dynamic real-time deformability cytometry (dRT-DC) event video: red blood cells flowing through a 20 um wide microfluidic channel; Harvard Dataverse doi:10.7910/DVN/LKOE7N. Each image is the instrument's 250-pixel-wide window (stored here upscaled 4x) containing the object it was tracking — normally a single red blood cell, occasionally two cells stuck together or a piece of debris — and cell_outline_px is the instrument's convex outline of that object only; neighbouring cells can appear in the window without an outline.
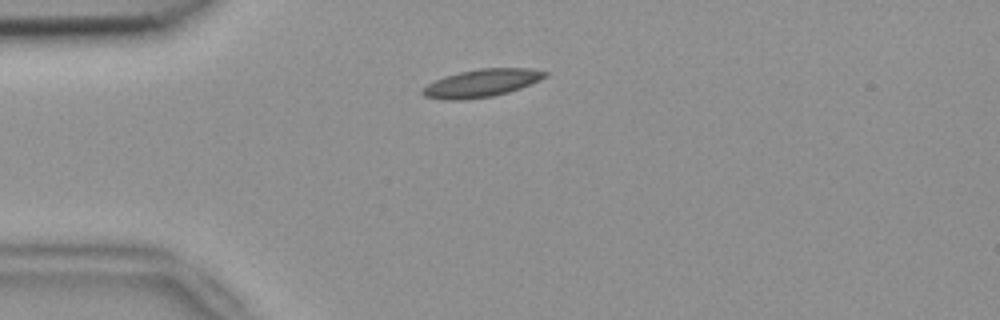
{"species": "common noctule bat (a hibernating species)", "species_latin": "Nyctalus noctula", "temperature_condition": "room temperature", "stored_images_in_passage": 41, "camera_frame_rate_fps": 3000, "um_per_image_px": 0.085, "animal": {"sex": "female", "body_mass_g": 18.4}, "frame": {"image": 1, "passage_image": 1, "time_ms": 0.0, "image_size_px": [1000, 320], "cell_outline_px": [[548, 76], [540, 80], [520, 88], [508, 92], [492, 96], [460, 100], [444, 100], [424, 96], [420, 92], [428, 84], [444, 76], [460, 72], [480, 68], [528, 68], [548, 72]], "centroid_in_image_um": [40.94, 7.06], "position_along_channel_um": 44.1, "area_um2": 19.71}}
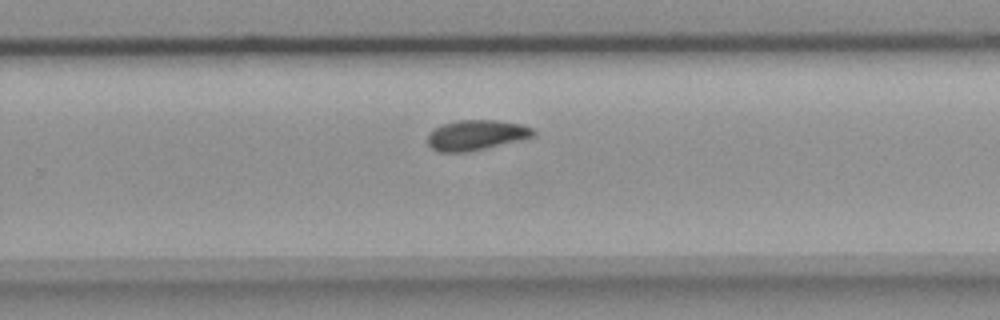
{"frame": {"image": 2, "passage_image": 22, "time_ms": 7.0, "image_size_px": [1000, 320], "cell_outline_px": [[536, 136], [524, 140], [468, 152], [440, 152], [432, 148], [428, 144], [428, 132], [444, 124], [456, 120], [496, 120], [520, 124], [532, 128], [536, 132]], "centroid_in_image_um": [40.52, 11.49], "position_along_channel_um": 289.3, "area_um2": 18.79}}
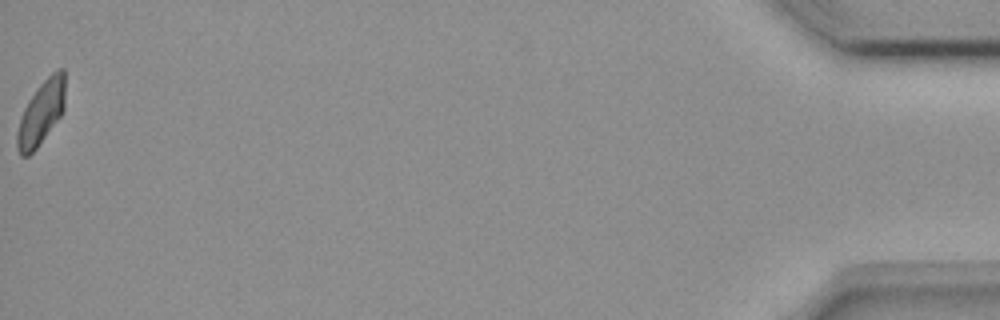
{"frame": {"image": 3, "passage_image": 41, "time_ms": 13.333, "image_size_px": [1000, 320], "cell_outline_px": [[64, 108], [60, 116], [36, 148], [28, 156], [20, 156], [16, 148], [16, 136], [20, 116], [28, 100], [36, 88], [56, 68], [64, 68]], "centroid_in_image_um": [3.47, 9.58], "position_along_channel_um": 431.7, "area_um2": 17.8}, "authors_computed_cell_mechanics": {"area_um2": 18.496, "velocity_mm_per_s": 3.8024, "shape_relaxation_time_tau1_ms": null, "shape_relaxation_time_tau2_ms": 4.2885, "deformation_change_tau1": null, "deformation_change_tau2": 0.0848}}